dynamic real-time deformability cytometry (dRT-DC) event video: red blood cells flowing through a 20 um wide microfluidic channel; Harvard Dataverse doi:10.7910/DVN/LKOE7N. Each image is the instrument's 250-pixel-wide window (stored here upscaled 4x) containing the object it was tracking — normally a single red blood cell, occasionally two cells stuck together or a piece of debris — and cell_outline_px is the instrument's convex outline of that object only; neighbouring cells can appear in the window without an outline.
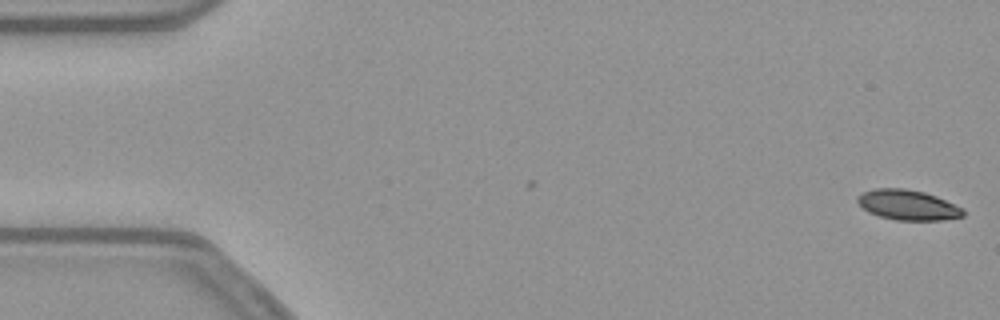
{"species": "common noctule bat (a hibernating species)", "species_latin": "Nyctalus noctula", "temperature_condition": "warm", "stored_images_in_passage": 54, "camera_frame_rate_fps": 3000, "um_per_image_px": 0.085, "animal": {"sex": "female", "body_mass_g": 21.9}, "frame": {"image": 1, "passage_image": 1, "time_ms": 0.0, "image_size_px": [1000, 320], "cell_outline_px": [[964, 216], [944, 220], [896, 220], [880, 216], [868, 212], [856, 200], [856, 196], [860, 192], [876, 188], [904, 188], [924, 192], [936, 196], [964, 208]], "centroid_in_image_um": [77.16, 17.41], "position_along_channel_um": 7.8, "area_um2": 18.67}}
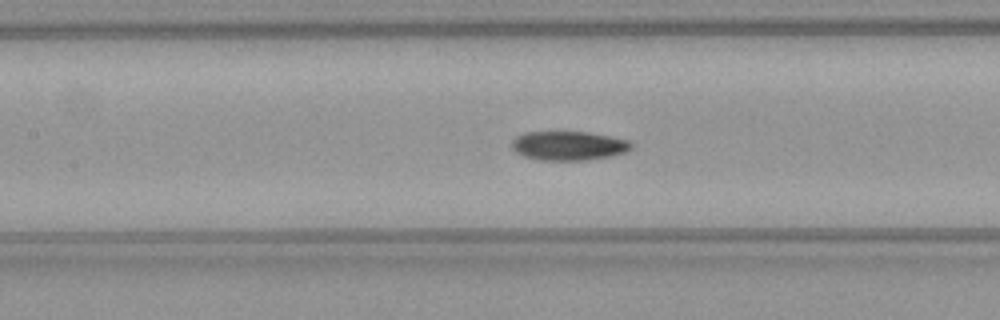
{"frame": {"image": 2, "passage_image": 24, "time_ms": 7.667, "image_size_px": [1000, 320], "cell_outline_px": [[632, 148], [624, 152], [612, 156], [584, 160], [540, 160], [524, 156], [516, 152], [512, 148], [512, 140], [516, 136], [524, 132], [588, 132], [628, 140], [632, 144]], "centroid_in_image_um": [48.31, 12.38], "position_along_channel_um": 159.1, "area_um2": 20.17}}
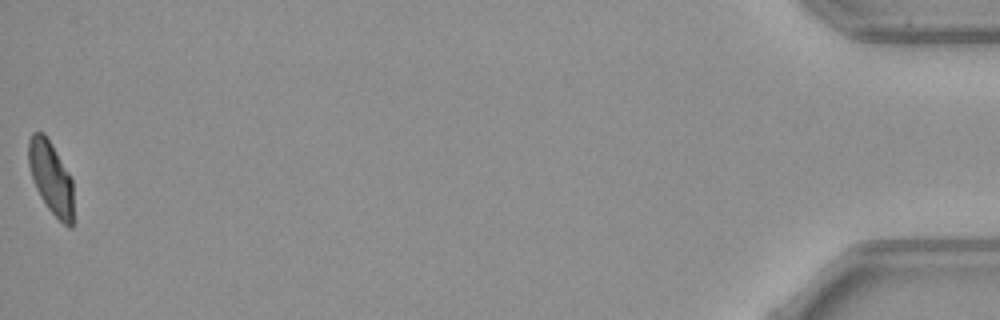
{"frame": {"image": 3, "passage_image": 54, "time_ms": 17.667, "image_size_px": [1000, 320], "cell_outline_px": [[72, 228], [68, 228], [48, 208], [40, 196], [32, 180], [28, 164], [28, 140], [32, 132], [44, 132], [68, 172], [72, 180]], "centroid_in_image_um": [4.3, 15.08], "position_along_channel_um": 430.9, "area_um2": 18.79}, "authors_computed_cell_mechanics": {"area_um2": 20.0566, "velocity_mm_per_s": 3.7877, "shape_relaxation_time_tau1_ms": 8.0634, "shape_relaxation_time_tau2_ms": 4.0408, "deformation_change_tau1": 0.1947, "deformation_change_tau2": 0.0787}}